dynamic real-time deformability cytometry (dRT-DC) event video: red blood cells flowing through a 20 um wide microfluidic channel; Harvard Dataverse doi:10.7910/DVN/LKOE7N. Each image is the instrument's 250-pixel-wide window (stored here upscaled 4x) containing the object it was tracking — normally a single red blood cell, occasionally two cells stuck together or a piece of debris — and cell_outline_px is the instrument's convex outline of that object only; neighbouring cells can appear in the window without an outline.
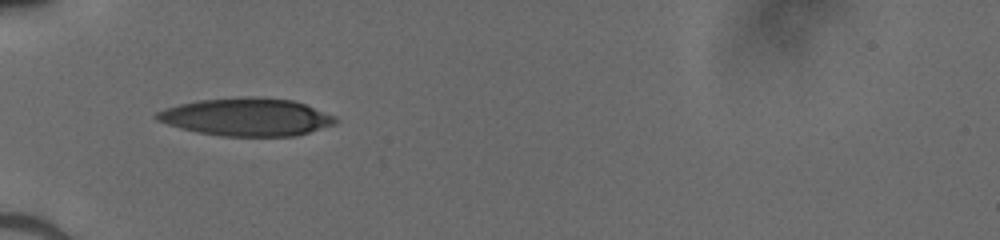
{"species": "human", "species_latin": "Homo sapiens", "temperature_condition": "cold", "stored_images_in_passage": 30, "camera_frame_rate_fps": 3000, "um_per_image_px": 0.085, "donor": {"sex": "male"}, "frame": {"image": 1, "passage_image": 1, "time_ms": 0.0, "image_size_px": [1000, 240], "cell_outline_px": [[336, 124], [296, 136], [220, 136], [196, 132], [180, 128], [156, 120], [152, 116], [156, 112], [164, 108], [180, 104], [200, 100], [252, 96], [256, 96], [292, 100], [304, 104], [336, 116]], "centroid_in_image_um": [20.94, 9.95], "position_along_channel_um": 64.1, "area_um2": 39.42}}
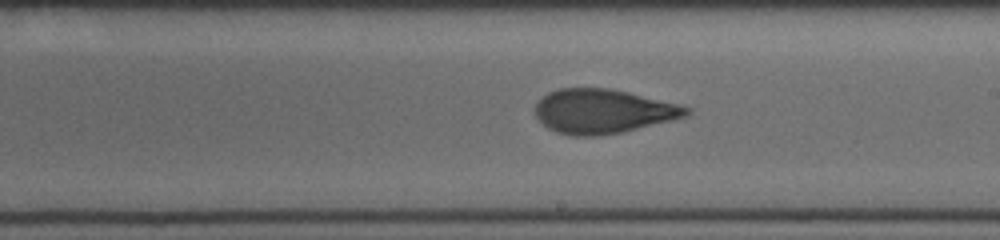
{"frame": {"image": 2, "passage_image": 14, "time_ms": 4.333, "image_size_px": [1000, 240], "cell_outline_px": [[692, 112], [688, 116], [620, 132], [592, 136], [572, 136], [556, 132], [548, 128], [536, 116], [536, 104], [548, 92], [560, 88], [608, 88], [628, 92], [692, 108]], "centroid_in_image_um": [51.25, 9.45], "position_along_channel_um": 237.8, "area_um2": 38.49}}
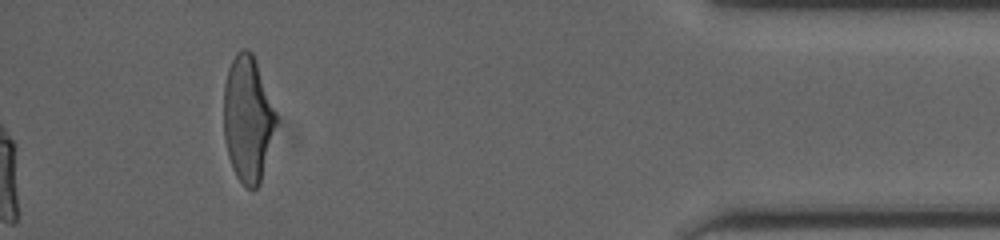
{"frame": {"image": 3, "passage_image": 30, "time_ms": 9.667, "image_size_px": [1000, 240], "cell_outline_px": [[276, 120], [260, 184], [256, 188], [248, 188], [236, 176], [232, 168], [228, 156], [224, 140], [224, 84], [228, 68], [236, 52], [240, 48], [248, 48], [252, 52], [276, 116]], "centroid_in_image_um": [21.01, 10.09], "position_along_channel_um": 414.2, "area_um2": 37.63}}